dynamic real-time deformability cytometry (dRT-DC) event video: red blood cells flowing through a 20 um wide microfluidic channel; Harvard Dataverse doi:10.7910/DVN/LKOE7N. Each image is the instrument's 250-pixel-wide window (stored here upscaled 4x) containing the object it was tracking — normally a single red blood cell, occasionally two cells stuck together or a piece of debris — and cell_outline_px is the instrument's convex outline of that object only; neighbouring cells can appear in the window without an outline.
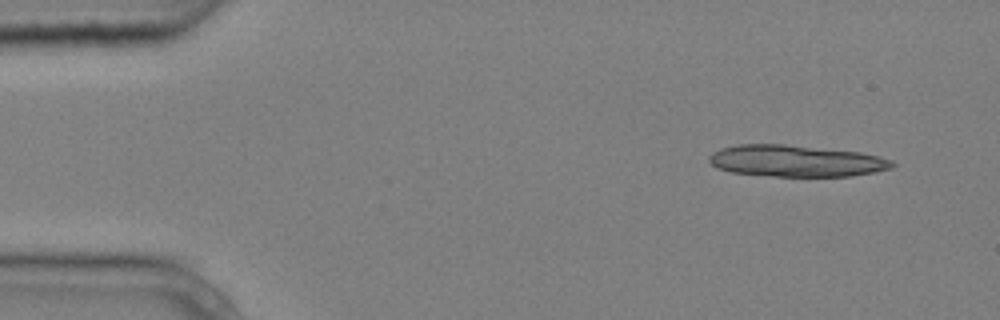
{"species": "common noctule bat (a hibernating species)", "species_latin": "Nyctalus noctula", "temperature_condition": "cold", "stored_images_in_passage": 7, "camera_frame_rate_fps": 3000, "um_per_image_px": 0.085, "animal": {"sex": "male", "body_mass_g": 20.4}, "frame": {"image": 1, "passage_image": 1, "time_ms": 0.0, "image_size_px": [1000, 320], "cell_outline_px": [[896, 164], [892, 168], [852, 176], [772, 176], [732, 172], [716, 168], [708, 160], [708, 156], [712, 152], [720, 148], [736, 144], [784, 144], [860, 152], [880, 156], [892, 160]], "centroid_in_image_um": [67.64, 13.67], "position_along_channel_um": 17.4, "area_um2": 33.81}}
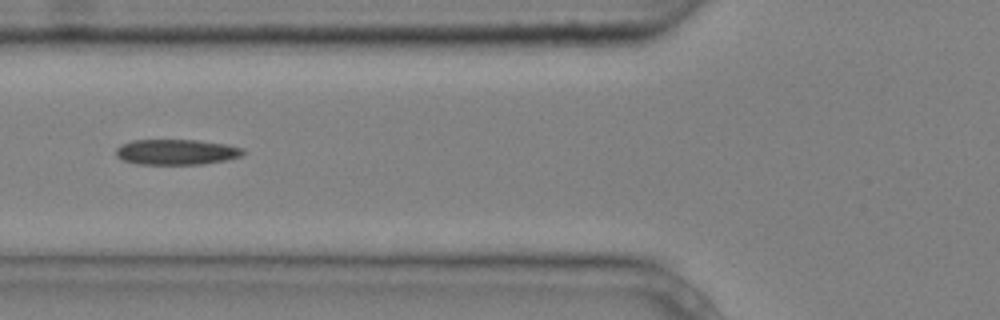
{"frame": {"image": 2, "passage_image": 5, "time_ms": 1.333, "image_size_px": [1000, 320], "cell_outline_px": [[244, 152], [240, 156], [224, 160], [204, 164], [136, 164], [124, 160], [116, 156], [116, 148], [120, 144], [132, 140], [196, 140], [228, 144], [244, 148]], "centroid_in_image_um": [14.98, 12.91], "position_along_channel_um": 110.8, "area_um2": 18.9}}